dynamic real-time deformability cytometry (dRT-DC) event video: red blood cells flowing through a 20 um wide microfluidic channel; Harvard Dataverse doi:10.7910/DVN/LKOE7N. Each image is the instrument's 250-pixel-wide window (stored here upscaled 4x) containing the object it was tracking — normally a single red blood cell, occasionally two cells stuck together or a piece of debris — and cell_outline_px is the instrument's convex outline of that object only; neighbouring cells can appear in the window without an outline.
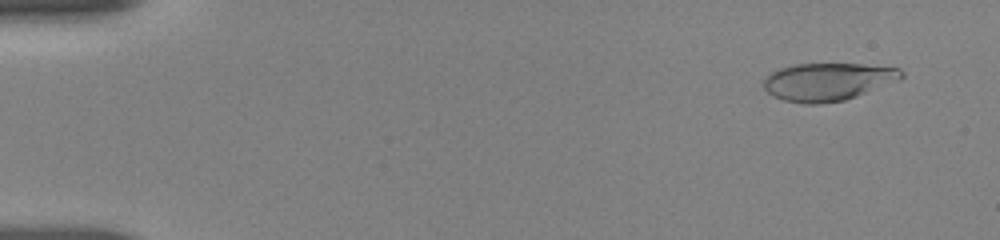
{"species": "human", "species_latin": "Homo sapiens", "temperature_condition": "room temperature", "stored_images_in_passage": 47, "camera_frame_rate_fps": 3000, "um_per_image_px": 0.085, "donor": {"sex": "female"}, "frame": {"image": 1, "passage_image": 4, "time_ms": 1.0, "image_size_px": [1000, 240], "cell_outline_px": [[904, 76], [900, 80], [856, 96], [844, 100], [820, 104], [804, 104], [784, 100], [772, 96], [764, 88], [764, 80], [772, 72], [780, 68], [792, 64], [860, 64], [900, 68], [904, 72]], "centroid_in_image_um": [70.38, 6.94], "position_along_channel_um": 14.6, "area_um2": 30.29}}
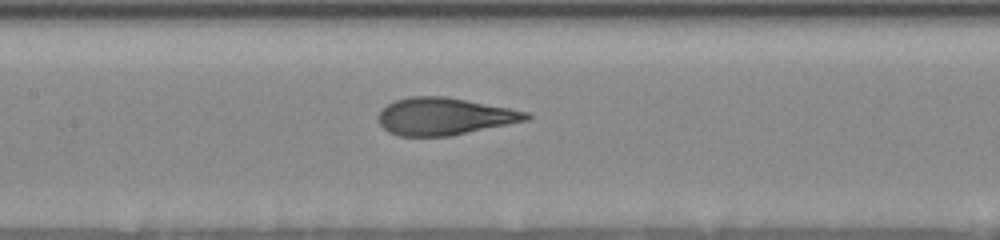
{"frame": {"image": 2, "passage_image": 27, "time_ms": 8.667, "image_size_px": [1000, 240], "cell_outline_px": [[532, 116], [528, 120], [448, 136], [400, 136], [388, 132], [380, 124], [380, 108], [396, 100], [408, 96], [448, 96], [528, 112]], "centroid_in_image_um": [37.75, 9.88], "position_along_channel_um": 169.6, "area_um2": 31.91}}
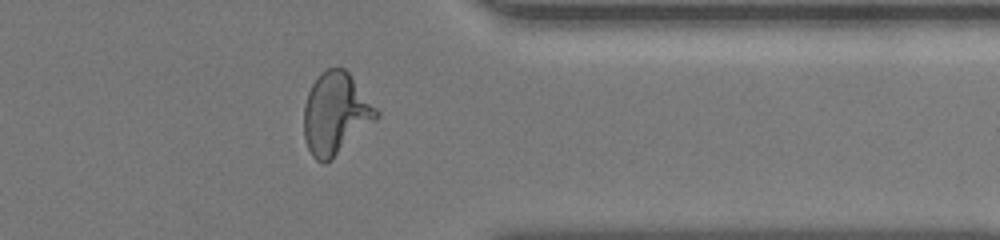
{"frame": {"image": 3, "passage_image": 42, "time_ms": 13.667, "image_size_px": [1000, 240], "cell_outline_px": [[380, 116], [376, 120], [332, 160], [324, 164], [316, 160], [312, 156], [308, 148], [304, 136], [304, 104], [308, 92], [316, 76], [320, 72], [328, 68], [344, 68], [348, 72], [380, 112]], "centroid_in_image_um": [28.52, 9.67], "position_along_channel_um": 382.9, "area_um2": 34.68}, "authors_computed_cell_mechanics": {"area_um2": 32.1368, "velocity_mm_per_s": 3.6592, "shape_relaxation_time_tau1_ms": 4.1293, "shape_relaxation_time_tau2_ms": 0.7054, "deformation_change_tau1": 0.2094, "deformation_change_tau2": 0.0764}}